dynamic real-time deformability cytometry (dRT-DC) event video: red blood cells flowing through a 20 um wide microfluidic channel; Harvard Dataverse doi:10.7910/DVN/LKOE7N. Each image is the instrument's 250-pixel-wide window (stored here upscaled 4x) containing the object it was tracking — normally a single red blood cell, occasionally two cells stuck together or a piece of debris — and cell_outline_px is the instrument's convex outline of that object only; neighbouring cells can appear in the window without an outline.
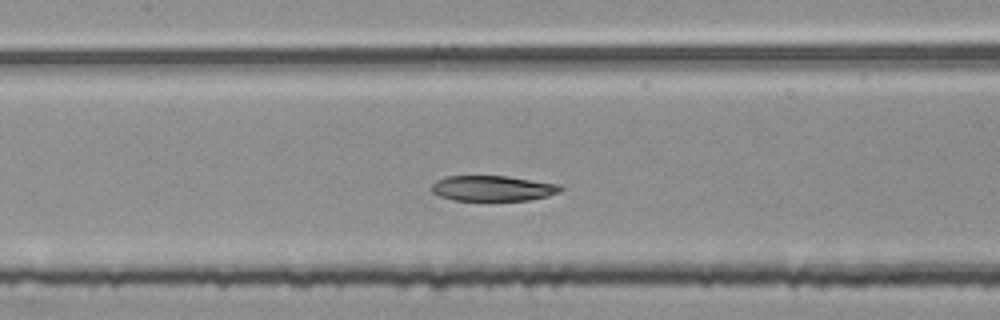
{"species": "common noctule bat (a hibernating species)", "species_latin": "Nyctalus noctula", "temperature_condition": "room temperature", "stored_images_in_passage": 45, "segment_of_instrument_passage": [2, 2], "camera_frame_rate_fps": 3000, "um_per_image_px": 0.085, "animal": {"sex": "female", "body_mass_g": 25.1}, "frame": {"image": 1, "passage_image": 20, "time_ms": 6.333, "image_size_px": [1000, 320], "cell_outline_px": [[564, 188], [560, 192], [548, 196], [528, 200], [452, 200], [440, 196], [432, 192], [432, 184], [436, 180], [444, 176], [504, 176], [560, 184]], "centroid_in_image_um": [41.88, 16.0], "position_along_channel_um": 165.5, "area_um2": 19.07}}
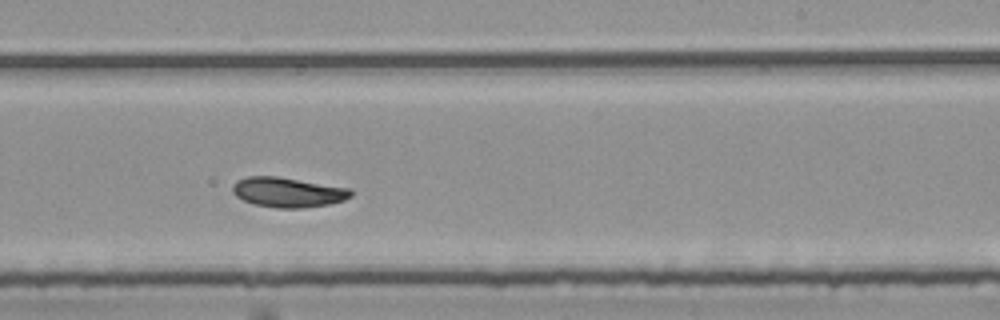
{"frame": {"image": 2, "passage_image": 28, "time_ms": 9.0, "image_size_px": [1000, 320], "cell_outline_px": [[352, 196], [344, 200], [328, 204], [304, 208], [276, 208], [256, 204], [244, 200], [236, 196], [232, 192], [232, 184], [236, 180], [248, 176], [276, 176], [352, 188]], "centroid_in_image_um": [24.47, 16.33], "position_along_channel_um": 264.5, "area_um2": 20.69}}
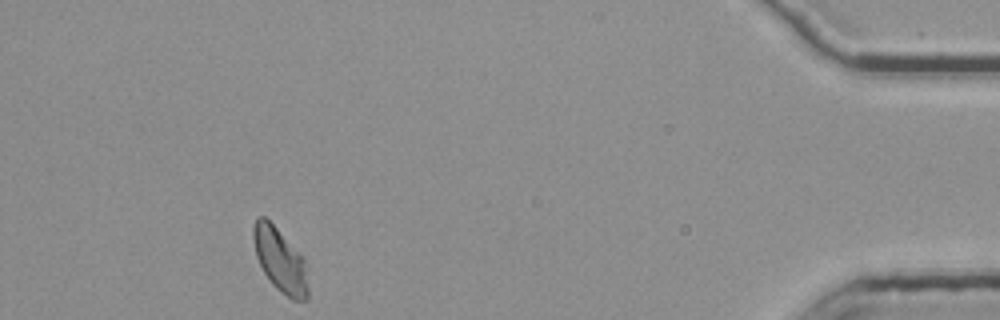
{"frame": {"image": 3, "passage_image": 45, "time_ms": 14.667, "image_size_px": [1000, 320], "cell_outline_px": [[308, 300], [292, 300], [280, 292], [272, 284], [264, 272], [256, 256], [252, 236], [252, 228], [256, 220], [260, 216], [264, 216], [276, 228], [308, 264]], "centroid_in_image_um": [23.83, 22.16], "position_along_channel_um": 411.4, "area_um2": 20.29}}